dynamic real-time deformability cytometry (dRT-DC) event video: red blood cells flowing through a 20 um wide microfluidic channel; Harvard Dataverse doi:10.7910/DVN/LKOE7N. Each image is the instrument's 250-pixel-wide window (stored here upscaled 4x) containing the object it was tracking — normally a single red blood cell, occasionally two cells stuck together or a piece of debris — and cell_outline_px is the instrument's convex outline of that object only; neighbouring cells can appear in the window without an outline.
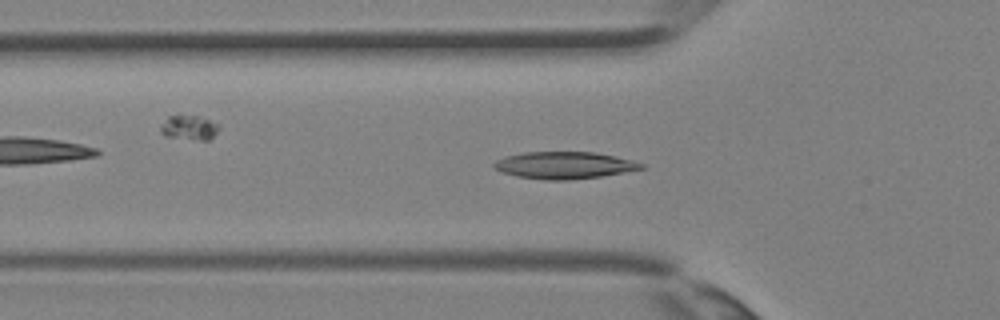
{"species": "Egyptian fruit bat (a non-hibernating species)", "species_latin": "Rousettus aegyptiacus", "temperature_condition": "room temperature", "stored_images_in_passage": 35, "camera_frame_rate_fps": 3000, "um_per_image_px": 0.085, "animal": {"sex": "female"}, "frame": {"image": 1, "passage_image": 11, "time_ms": 3.333, "image_size_px": [1000, 320], "cell_outline_px": [[644, 168], [600, 176], [568, 180], [544, 180], [516, 176], [492, 168], [492, 164], [496, 160], [504, 156], [524, 152], [596, 152], [616, 156], [632, 160], [644, 164]], "centroid_in_image_um": [47.92, 14.04], "position_along_channel_um": 77.9, "area_um2": 23.18}}
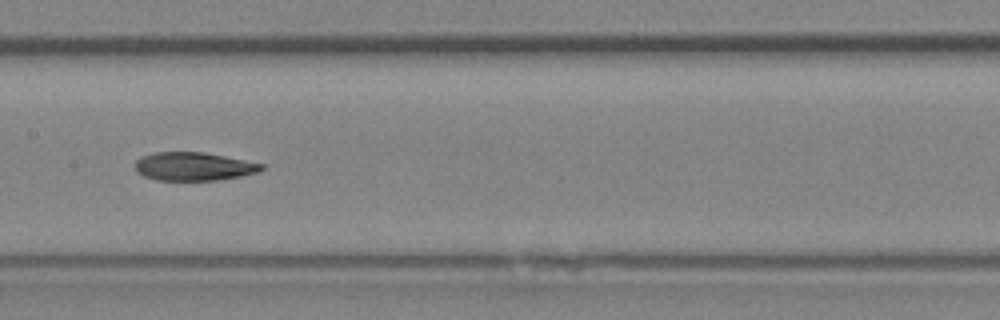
{"frame": {"image": 2, "passage_image": 17, "time_ms": 5.333, "image_size_px": [1000, 320], "cell_outline_px": [[264, 168], [256, 172], [240, 176], [216, 180], [156, 180], [144, 176], [136, 172], [136, 160], [140, 156], [152, 152], [204, 152], [264, 164]], "centroid_in_image_um": [16.41, 14.14], "position_along_channel_um": 191.0, "area_um2": 20.81}}
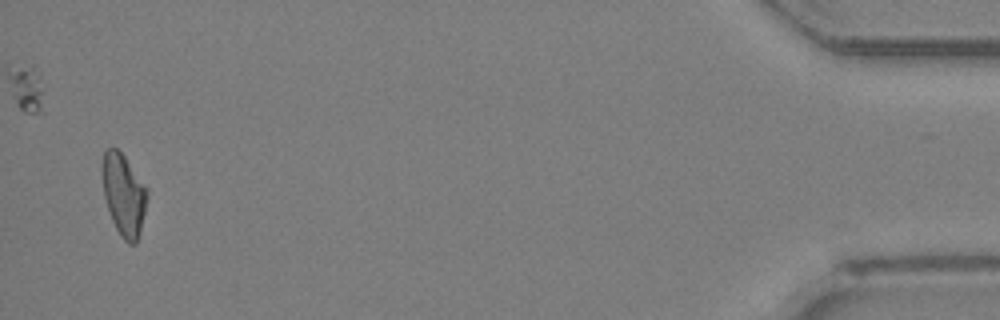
{"frame": {"image": 3, "passage_image": 34, "time_ms": 11.0, "image_size_px": [1000, 320], "cell_outline_px": [[148, 196], [140, 232], [136, 244], [128, 244], [120, 236], [112, 220], [104, 196], [100, 172], [100, 164], [104, 152], [108, 148], [116, 148], [124, 156], [148, 192]], "centroid_in_image_um": [10.48, 16.56], "position_along_channel_um": 424.7, "area_um2": 21.33}}